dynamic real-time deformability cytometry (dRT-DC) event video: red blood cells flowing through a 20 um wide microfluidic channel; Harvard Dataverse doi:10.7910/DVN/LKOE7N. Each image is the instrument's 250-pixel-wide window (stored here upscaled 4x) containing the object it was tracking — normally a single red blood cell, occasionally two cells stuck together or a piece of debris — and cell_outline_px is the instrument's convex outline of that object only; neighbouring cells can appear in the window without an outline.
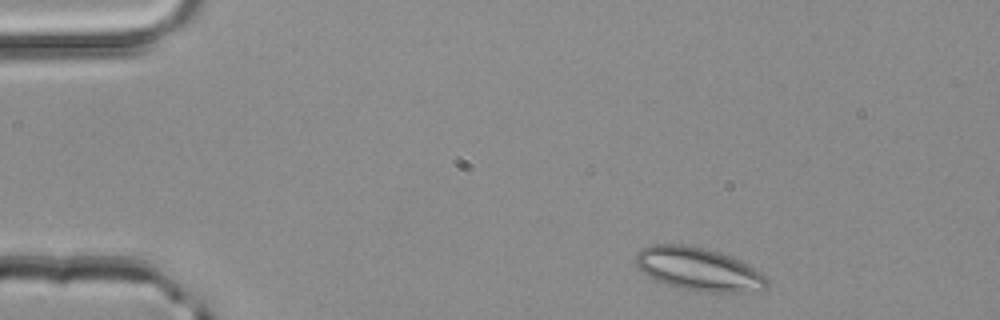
{"species": "common noctule bat (a hibernating species)", "species_latin": "Nyctalus noctula", "temperature_condition": "room temperature", "stored_images_in_passage": 2, "camera_frame_rate_fps": 3000, "um_per_image_px": 0.085, "animal": {"sex": "male", "body_mass_g": 20.4}, "frame": {"image": 1, "passage_image": 1, "time_ms": 0.0, "image_size_px": [1000, 320], "cell_outline_px": [[768, 288], [760, 292], [708, 292], [680, 288], [652, 280], [636, 264], [636, 256], [640, 248], [652, 244], [684, 244], [704, 248], [720, 252], [732, 256], [740, 260], [760, 272], [768, 280]], "centroid_in_image_um": [59.4, 22.88], "position_along_channel_um": 25.6, "area_um2": 33.23}}